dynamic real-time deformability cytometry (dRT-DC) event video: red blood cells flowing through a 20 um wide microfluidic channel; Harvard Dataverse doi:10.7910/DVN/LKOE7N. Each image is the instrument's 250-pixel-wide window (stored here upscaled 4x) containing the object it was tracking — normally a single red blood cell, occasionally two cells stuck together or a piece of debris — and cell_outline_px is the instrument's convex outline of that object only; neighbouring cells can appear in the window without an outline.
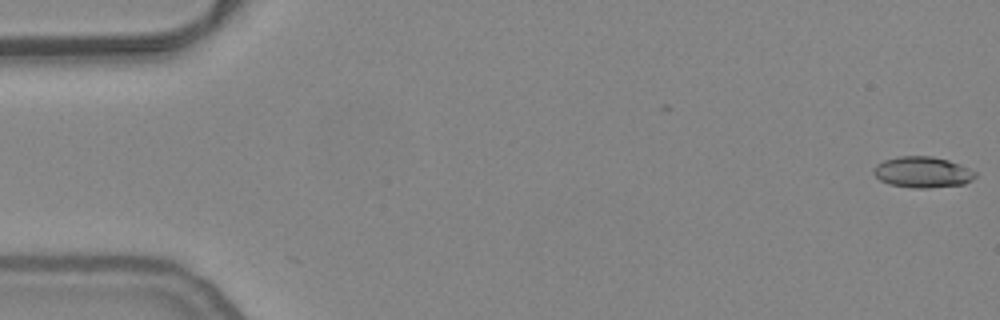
{"species": "common noctule bat (a hibernating species)", "species_latin": "Nyctalus noctula", "temperature_condition": "warm", "stored_images_in_passage": 16, "camera_frame_rate_fps": 3000, "um_per_image_px": 0.085, "animal": {"sex": "female", "body_mass_g": 24.6, "forearm_length_mm": 56.2}, "frame": {"image": 1, "passage_image": 1, "time_ms": 0.0, "image_size_px": [1000, 320], "cell_outline_px": [[976, 176], [972, 180], [964, 184], [928, 188], [912, 188], [888, 184], [880, 180], [872, 172], [872, 168], [876, 164], [884, 160], [900, 156], [932, 156], [948, 160], [960, 164], [976, 172]], "centroid_in_image_um": [78.39, 14.63], "position_along_channel_um": 6.6, "area_um2": 18.5}}
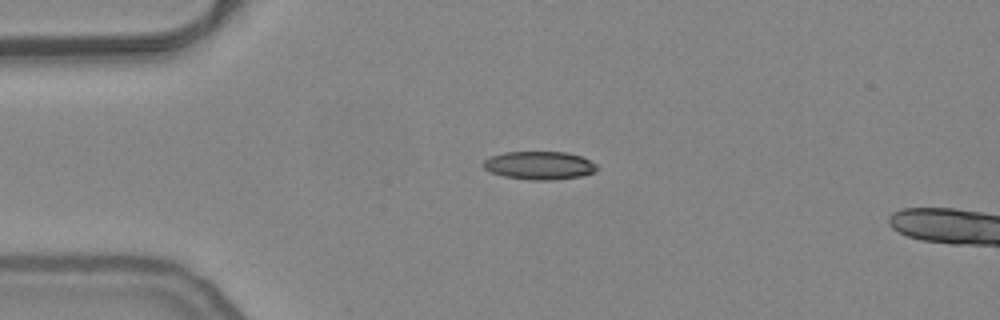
{"frame": {"image": 2, "passage_image": 13, "time_ms": 4.0, "image_size_px": [1000, 320], "cell_outline_px": [[600, 168], [596, 172], [580, 176], [552, 180], [532, 180], [504, 176], [492, 172], [484, 168], [480, 164], [484, 160], [492, 156], [504, 152], [564, 152], [580, 156], [596, 164]], "centroid_in_image_um": [45.85, 14.06], "position_along_channel_um": 39.1, "area_um2": 18.61}}